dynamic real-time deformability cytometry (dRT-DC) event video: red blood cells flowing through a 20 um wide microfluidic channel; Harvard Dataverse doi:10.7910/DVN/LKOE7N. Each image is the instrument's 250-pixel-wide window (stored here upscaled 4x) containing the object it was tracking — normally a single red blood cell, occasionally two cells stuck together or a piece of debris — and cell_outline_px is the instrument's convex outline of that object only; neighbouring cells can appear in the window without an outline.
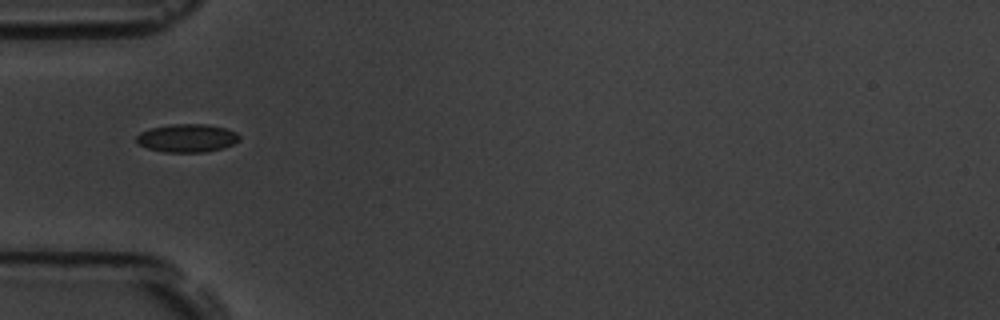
{"species": "common noctule bat (a hibernating species)", "species_latin": "Nyctalus noctula", "temperature_condition": "room temperature", "stored_images_in_passage": 12, "camera_frame_rate_fps": 3000, "um_per_image_px": 0.085, "animal": {"sex": "male", "body_mass_g": 19.5, "forearm_length_mm": 54.6}, "frame": {"image": 1, "passage_image": 1, "time_ms": 0.0, "image_size_px": [1000, 320], "cell_outline_px": [[240, 140], [224, 148], [204, 152], [164, 152], [148, 148], [136, 144], [136, 136], [140, 132], [152, 128], [168, 124], [208, 124], [224, 128], [236, 132], [240, 136]], "centroid_in_image_um": [15.89, 11.74], "position_along_channel_um": 69.1, "area_um2": 16.99}}
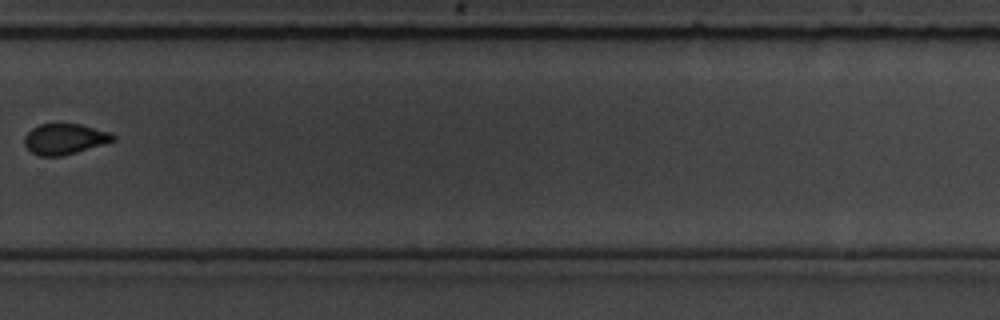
{"frame": {"image": 2, "passage_image": 7, "time_ms": 7.0, "image_size_px": [1000, 320], "cell_outline_px": [[116, 136], [112, 140], [76, 152], [60, 156], [40, 156], [32, 152], [24, 144], [24, 136], [32, 128], [40, 124], [80, 124], [108, 132]], "centroid_in_image_um": [5.43, 11.81], "position_along_channel_um": 324.4, "area_um2": 15.37}}
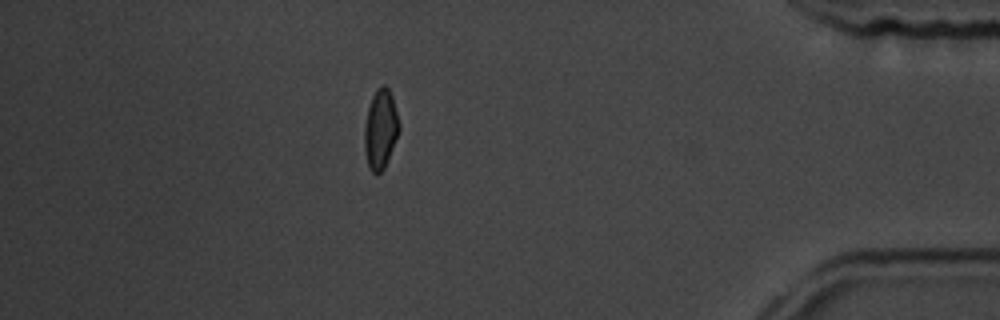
{"frame": {"image": 3, "passage_image": 10, "time_ms": 10.333, "image_size_px": [1000, 320], "cell_outline_px": [[400, 128], [384, 168], [380, 172], [372, 172], [368, 168], [364, 148], [364, 128], [368, 108], [372, 96], [376, 88], [380, 84], [384, 84], [388, 88], [392, 96], [400, 124]], "centroid_in_image_um": [32.33, 10.94], "position_along_channel_um": 402.9, "area_um2": 16.01}, "authors_computed_cell_mechanics": {"area_um2": 16.2129, "velocity_mm_per_s": 3.6583, "shape_relaxation_time_tau1_ms": 11.2741, "shape_relaxation_time_tau2_ms": 0.6104, "deformation_change_tau1": 0.1647, "deformation_change_tau2": 0.0349}}